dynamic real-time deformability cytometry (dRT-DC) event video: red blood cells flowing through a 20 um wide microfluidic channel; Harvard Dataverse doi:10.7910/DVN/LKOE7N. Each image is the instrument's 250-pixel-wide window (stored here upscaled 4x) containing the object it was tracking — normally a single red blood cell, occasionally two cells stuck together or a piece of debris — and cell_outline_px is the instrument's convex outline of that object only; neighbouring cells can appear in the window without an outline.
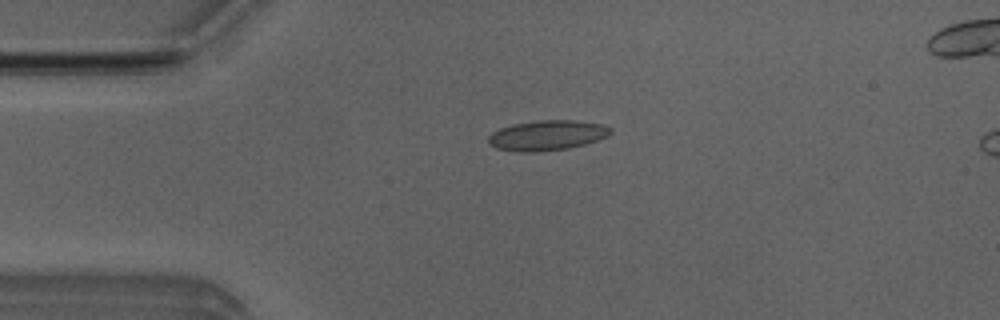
{"species": "Egyptian fruit bat (a non-hibernating species)", "species_latin": "Rousettus aegyptiacus", "temperature_condition": "room temperature", "stored_images_in_passage": 51, "camera_frame_rate_fps": 3000, "um_per_image_px": 0.085, "animal": {"sex": "male"}, "frame": {"image": 1, "passage_image": 11, "time_ms": 3.333, "image_size_px": [1000, 320], "cell_outline_px": [[612, 132], [608, 136], [584, 144], [568, 148], [532, 152], [528, 152], [496, 148], [488, 144], [488, 136], [492, 132], [500, 128], [512, 124], [536, 120], [576, 120], [604, 124], [612, 128]], "centroid_in_image_um": [46.51, 11.48], "position_along_channel_um": 38.5, "area_um2": 21.44}}
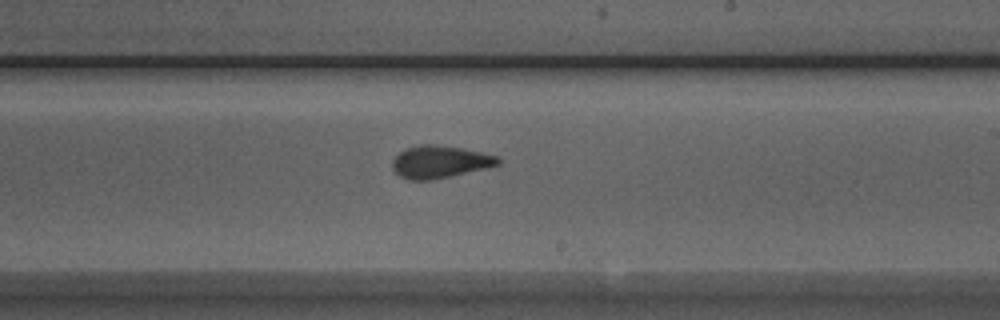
{"frame": {"image": 2, "passage_image": 29, "time_ms": 9.333, "image_size_px": [1000, 320], "cell_outline_px": [[504, 160], [500, 164], [484, 168], [432, 180], [408, 180], [400, 176], [392, 168], [392, 160], [404, 148], [420, 144], [432, 144], [464, 148], [500, 156]], "centroid_in_image_um": [37.4, 13.74], "position_along_channel_um": 251.6, "area_um2": 20.11}}
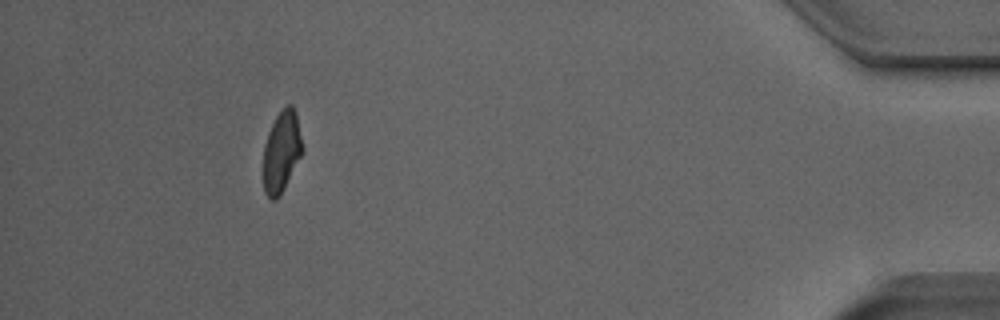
{"frame": {"image": 3, "passage_image": 46, "time_ms": 15.0, "image_size_px": [1000, 320], "cell_outline_px": [[304, 148], [280, 196], [276, 200], [268, 200], [264, 192], [264, 144], [268, 132], [276, 116], [288, 104], [292, 104], [296, 112]], "centroid_in_image_um": [23.93, 12.9], "position_along_channel_um": 411.3, "area_um2": 18.44}}